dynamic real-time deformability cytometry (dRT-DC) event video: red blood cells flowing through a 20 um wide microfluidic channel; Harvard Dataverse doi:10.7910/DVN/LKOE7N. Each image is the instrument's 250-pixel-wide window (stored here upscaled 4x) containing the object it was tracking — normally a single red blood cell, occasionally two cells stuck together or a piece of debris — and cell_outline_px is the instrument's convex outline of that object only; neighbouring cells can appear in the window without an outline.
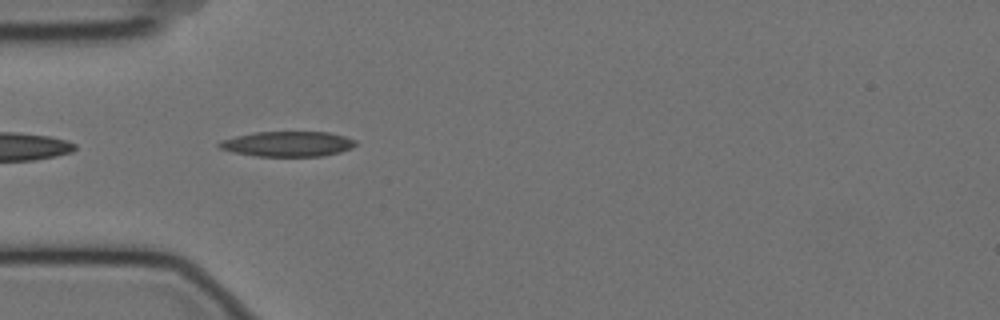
{"species": "Egyptian fruit bat (a non-hibernating species)", "species_latin": "Rousettus aegyptiacus", "temperature_condition": "cold", "stored_images_in_passage": 42, "camera_frame_rate_fps": 3000, "um_per_image_px": 0.085, "animal": {"sex": "female"}, "frame": {"image": 1, "passage_image": 2, "time_ms": 0.333, "image_size_px": [1000, 320], "cell_outline_px": [[356, 144], [352, 148], [340, 152], [324, 156], [256, 156], [232, 152], [220, 148], [216, 144], [220, 140], [236, 136], [256, 132], [328, 132], [344, 136], [356, 140]], "centroid_in_image_um": [24.45, 12.24], "position_along_channel_um": 60.6, "area_um2": 20.06}}
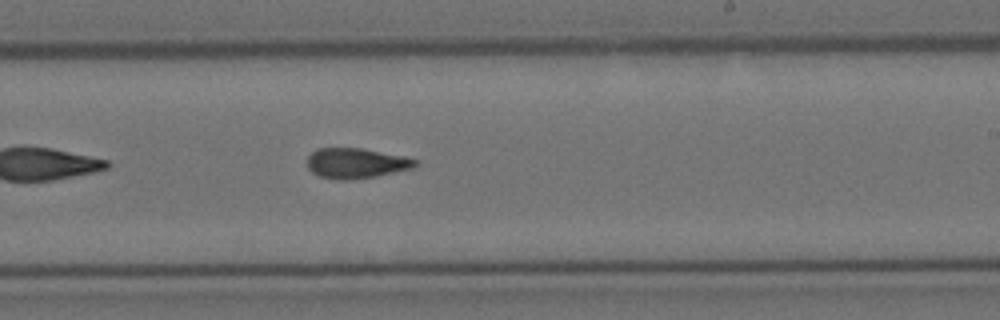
{"frame": {"image": 2, "passage_image": 19, "time_ms": 6.0, "image_size_px": [1000, 320], "cell_outline_px": [[420, 164], [412, 168], [376, 176], [348, 180], [340, 180], [320, 176], [312, 172], [308, 168], [308, 156], [316, 148], [360, 148], [404, 156], [420, 160]], "centroid_in_image_um": [30.29, 13.87], "position_along_channel_um": 258.7, "area_um2": 19.02}}
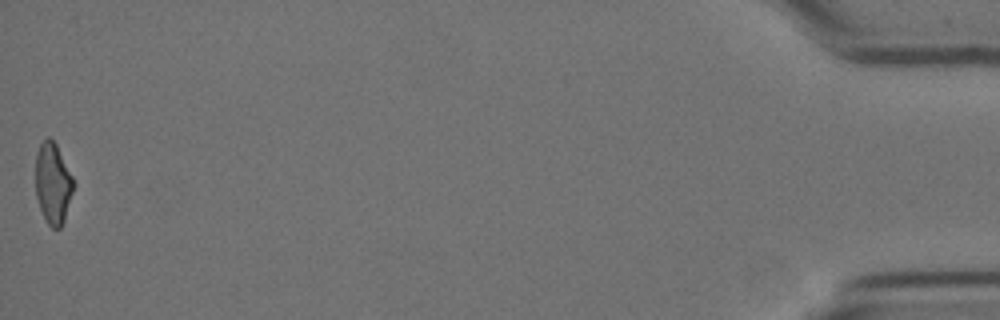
{"frame": {"image": 3, "passage_image": 42, "time_ms": 13.667, "image_size_px": [1000, 320], "cell_outline_px": [[76, 184], [64, 220], [60, 228], [52, 228], [48, 224], [40, 208], [36, 196], [36, 152], [40, 144], [48, 136], [56, 144]], "centroid_in_image_um": [4.51, 15.59], "position_along_channel_um": 430.7, "area_um2": 17.86}, "authors_computed_cell_mechanics": {"area_um2": 19.2474, "velocity_mm_per_s": 3.5251, "shape_relaxation_time_tau1_ms": 7.4634, "shape_relaxation_time_tau2_ms": 3.6989, "deformation_change_tau1": 0.1999, "deformation_change_tau2": 0.1241}}